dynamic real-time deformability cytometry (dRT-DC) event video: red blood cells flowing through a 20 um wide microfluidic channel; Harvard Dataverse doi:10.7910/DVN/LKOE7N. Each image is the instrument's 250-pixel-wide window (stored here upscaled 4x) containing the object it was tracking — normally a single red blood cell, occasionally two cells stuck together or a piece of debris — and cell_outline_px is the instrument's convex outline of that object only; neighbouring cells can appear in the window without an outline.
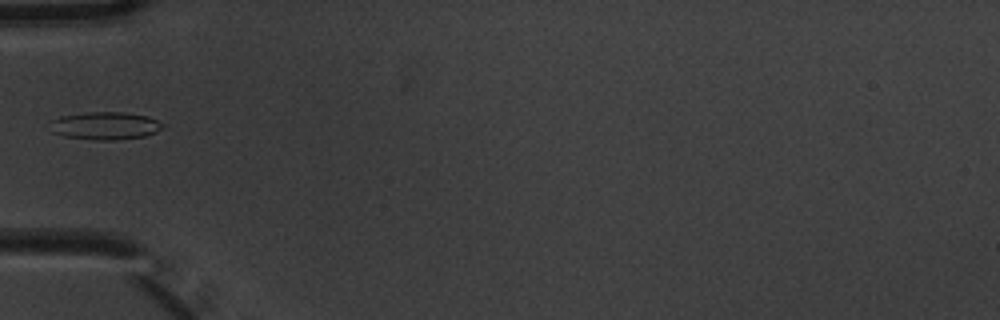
{"species": "common noctule bat (a hibernating species)", "species_latin": "Nyctalus noctula", "temperature_condition": "warm", "stored_images_in_passage": 4, "camera_frame_rate_fps": 3000, "um_per_image_px": 0.085, "animal": {"sex": "male", "body_mass_g": 20.1, "forearm_length_mm": 53.5}, "frame": {"image": 1, "passage_image": 4, "time_ms": 1.0, "image_size_px": [1000, 320], "cell_outline_px": [[164, 128], [156, 132], [144, 136], [120, 140], [92, 140], [64, 136], [52, 132], [52, 120], [60, 116], [88, 112], [124, 112], [148, 116], [164, 124]], "centroid_in_image_um": [8.97, 10.69], "position_along_channel_um": 76.0, "area_um2": 18.26}}